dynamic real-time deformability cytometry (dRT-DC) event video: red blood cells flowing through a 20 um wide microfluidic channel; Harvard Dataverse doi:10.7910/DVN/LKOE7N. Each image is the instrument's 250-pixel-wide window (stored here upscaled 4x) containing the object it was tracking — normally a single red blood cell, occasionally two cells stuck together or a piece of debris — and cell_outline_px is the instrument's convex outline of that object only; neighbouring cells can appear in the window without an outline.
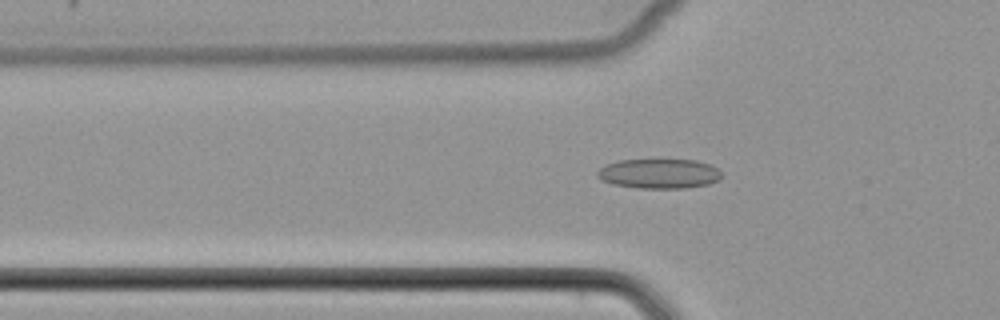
{"species": "common noctule bat (a hibernating species)", "species_latin": "Nyctalus noctula", "temperature_condition": "cold", "stored_images_in_passage": 38, "camera_frame_rate_fps": 3000, "um_per_image_px": 0.085, "animal": {"sex": "female", "body_mass_g": 22.7, "forearm_length_mm": 54.2}, "frame": {"image": 1, "passage_image": 4, "time_ms": 1.0, "image_size_px": [1000, 320], "cell_outline_px": [[724, 176], [720, 180], [708, 184], [688, 188], [636, 188], [612, 184], [600, 180], [596, 176], [596, 172], [604, 164], [620, 160], [696, 160], [708, 164], [716, 168]], "centroid_in_image_um": [56.0, 14.77], "position_along_channel_um": 69.8, "area_um2": 21.73}}
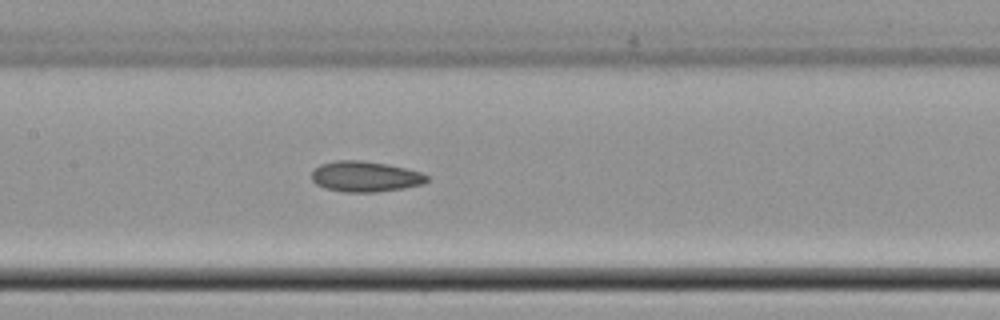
{"frame": {"image": 2, "passage_image": 12, "time_ms": 3.667, "image_size_px": [1000, 320], "cell_outline_px": [[428, 180], [424, 184], [404, 188], [376, 192], [344, 192], [324, 188], [316, 184], [312, 180], [312, 172], [320, 164], [332, 160], [364, 160], [388, 164], [420, 172], [428, 176]], "centroid_in_image_um": [31.03, 15.0], "position_along_channel_um": 176.4, "area_um2": 20.69}}
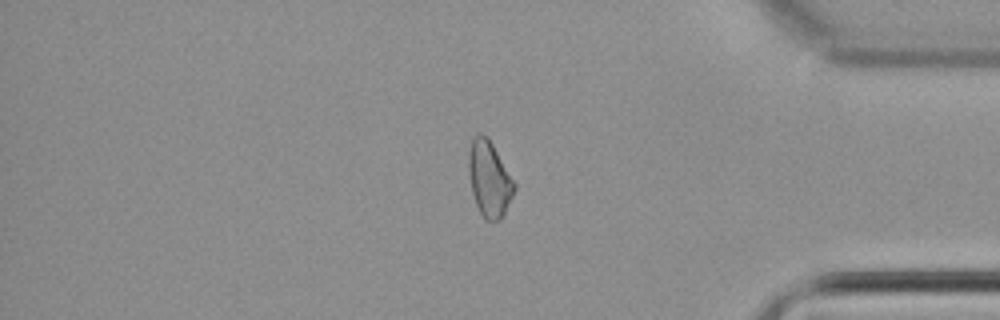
{"frame": {"image": 3, "passage_image": 30, "time_ms": 9.667, "image_size_px": [1000, 320], "cell_outline_px": [[516, 188], [504, 216], [500, 220], [484, 220], [476, 204], [472, 192], [468, 172], [468, 152], [472, 136], [480, 132], [488, 136], [516, 184]], "centroid_in_image_um": [41.58, 15.18], "position_along_channel_um": 393.6, "area_um2": 20.46}}